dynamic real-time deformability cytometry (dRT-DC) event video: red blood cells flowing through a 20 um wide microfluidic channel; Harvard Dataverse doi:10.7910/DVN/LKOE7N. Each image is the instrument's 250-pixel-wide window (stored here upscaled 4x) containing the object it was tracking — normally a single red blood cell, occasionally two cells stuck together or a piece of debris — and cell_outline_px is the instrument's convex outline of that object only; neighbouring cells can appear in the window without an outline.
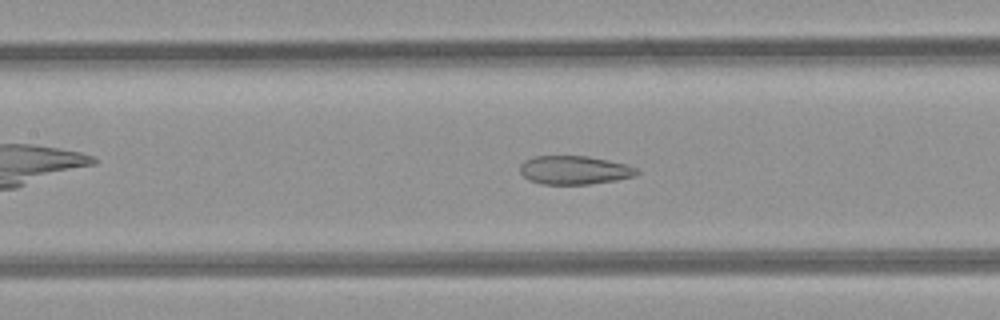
{"species": "common noctule bat (a hibernating species)", "species_latin": "Nyctalus noctula", "temperature_condition": "room temperature", "stored_images_in_passage": 42, "camera_frame_rate_fps": 3000, "um_per_image_px": 0.085, "animal": {"sex": "female", "body_mass_g": 21.9}, "frame": {"image": 1, "passage_image": 14, "time_ms": 4.333, "image_size_px": [1000, 320], "cell_outline_px": [[640, 172], [632, 176], [616, 180], [588, 184], [540, 184], [528, 180], [520, 172], [520, 164], [524, 160], [532, 156], [588, 156], [628, 164], [636, 168]], "centroid_in_image_um": [48.79, 14.45], "position_along_channel_um": 158.6, "area_um2": 19.54}}
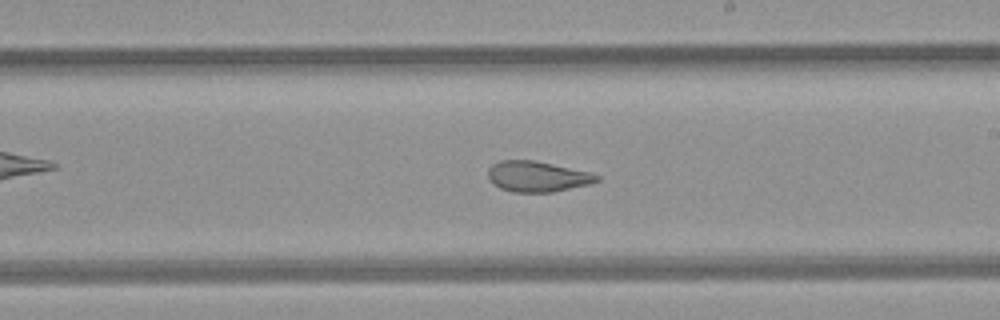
{"frame": {"image": 2, "passage_image": 20, "time_ms": 6.333, "image_size_px": [1000, 320], "cell_outline_px": [[600, 180], [588, 184], [552, 192], [512, 192], [500, 188], [492, 184], [488, 176], [488, 168], [492, 164], [500, 160], [532, 160], [592, 172], [600, 176]], "centroid_in_image_um": [45.65, 15.0], "position_along_channel_um": 243.3, "area_um2": 19.42}}
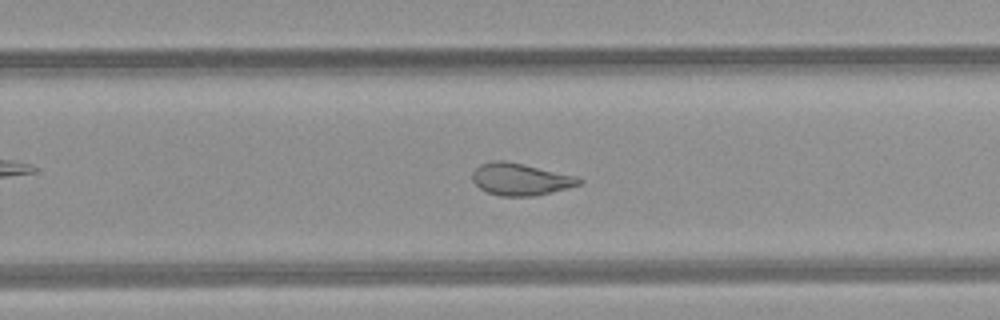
{"frame": {"image": 3, "passage_image": 23, "time_ms": 7.333, "image_size_px": [1000, 320], "cell_outline_px": [[584, 180], [580, 184], [568, 188], [536, 196], [500, 196], [488, 192], [480, 188], [472, 180], [472, 172], [480, 164], [492, 160], [500, 160], [524, 164], [576, 176]], "centroid_in_image_um": [44.23, 15.24], "position_along_channel_um": 285.6, "area_um2": 19.94}, "authors_computed_cell_mechanics": {"area_um2": 22.6287, "velocity_mm_per_s": 4.2516, "shape_relaxation_time_tau1_ms": null, "shape_relaxation_time_tau2_ms": 1.6405, "deformation_change_tau1": null, "deformation_change_tau2": 0.0935}}